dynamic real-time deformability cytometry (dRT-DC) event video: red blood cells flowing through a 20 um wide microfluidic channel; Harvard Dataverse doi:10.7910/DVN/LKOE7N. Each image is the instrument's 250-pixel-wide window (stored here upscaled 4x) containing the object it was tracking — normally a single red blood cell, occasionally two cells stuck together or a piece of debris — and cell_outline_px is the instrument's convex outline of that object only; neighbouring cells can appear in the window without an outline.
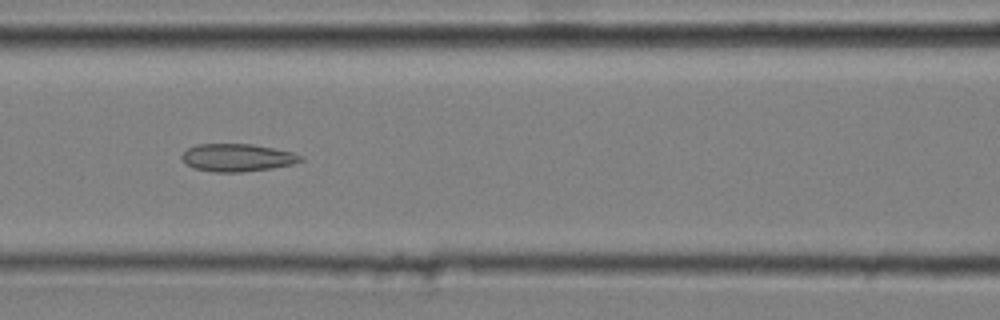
{"species": "common noctule bat (a hibernating species)", "species_latin": "Nyctalus noctula", "temperature_condition": "cold", "stored_images_in_passage": 7, "camera_frame_rate_fps": 3000, "um_per_image_px": 0.085, "animal": {"sex": "male", "body_mass_g": 20.4}, "frame": {"image": 1, "passage_image": 3, "time_ms": 0.667, "image_size_px": [1000, 320], "cell_outline_px": [[304, 160], [292, 164], [272, 168], [244, 172], [212, 172], [192, 168], [180, 156], [188, 148], [196, 144], [252, 144], [292, 152], [304, 156]], "centroid_in_image_um": [20.18, 13.4], "position_along_channel_um": 146.4, "area_um2": 19.19}}
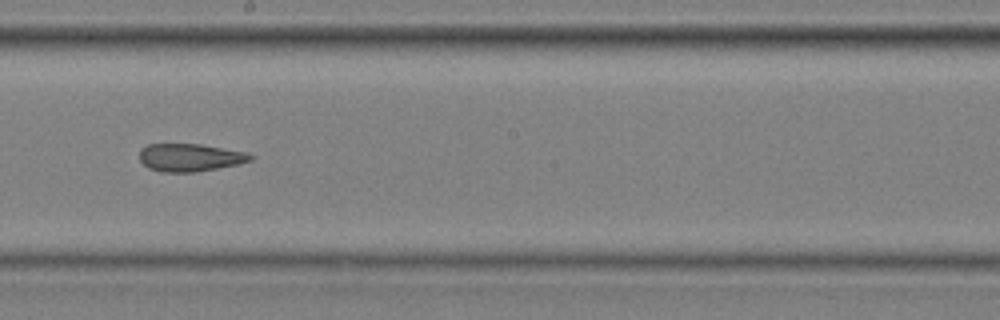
{"frame": {"image": 2, "passage_image": 5, "time_ms": 1.333, "image_size_px": [1000, 320], "cell_outline_px": [[256, 156], [252, 160], [240, 164], [196, 172], [160, 172], [148, 168], [140, 160], [140, 148], [148, 144], [200, 144], [248, 152]], "centroid_in_image_um": [16.18, 13.39], "position_along_channel_um": 232.0, "area_um2": 18.21}}
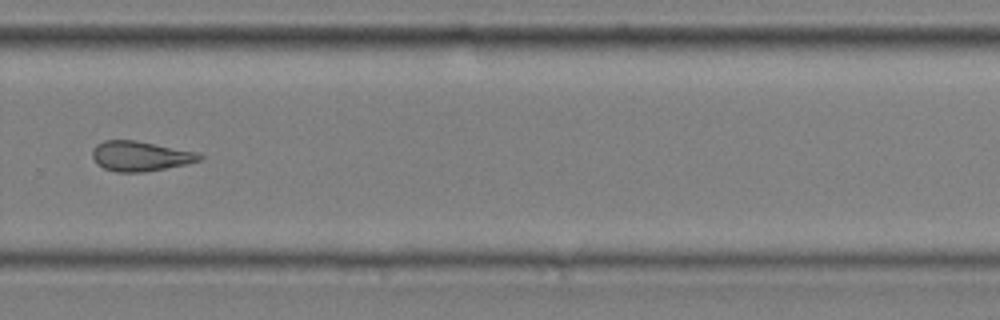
{"frame": {"image": 3, "passage_image": 7, "time_ms": 2.0, "image_size_px": [1000, 320], "cell_outline_px": [[204, 156], [200, 160], [188, 164], [144, 172], [116, 172], [104, 168], [96, 164], [92, 156], [92, 148], [96, 144], [104, 140], [136, 140], [196, 152]], "centroid_in_image_um": [11.89, 13.27], "position_along_channel_um": 317.9, "area_um2": 18.79}}